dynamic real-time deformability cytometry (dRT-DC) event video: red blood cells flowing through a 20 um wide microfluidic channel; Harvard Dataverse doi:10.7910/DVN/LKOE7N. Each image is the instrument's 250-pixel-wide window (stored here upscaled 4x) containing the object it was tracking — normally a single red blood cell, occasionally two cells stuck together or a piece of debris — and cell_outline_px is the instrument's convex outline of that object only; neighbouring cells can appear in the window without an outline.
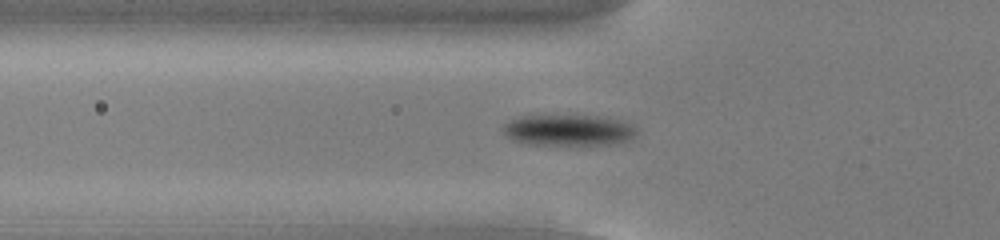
{"species": "common noctule bat (a hibernating species)", "species_latin": "Nyctalus noctula", "temperature_condition": "cold", "stored_images_in_passage": 39, "camera_frame_rate_fps": 3000, "um_per_image_px": 0.085, "animal": {"sex": "male", "body_mass_g": 13.0, "forearm_length_mm": 53.1}, "frame": {"image": 1, "passage_image": 4, "time_ms": 1.0, "image_size_px": [1000, 240], "cell_outline_px": [[636, 136], [628, 140], [616, 144], [528, 144], [512, 140], [504, 136], [504, 124], [520, 116], [600, 116], [620, 120], [632, 124], [636, 128]], "centroid_in_image_um": [48.35, 11.07], "position_along_channel_um": 77.5, "area_um2": 24.04}}
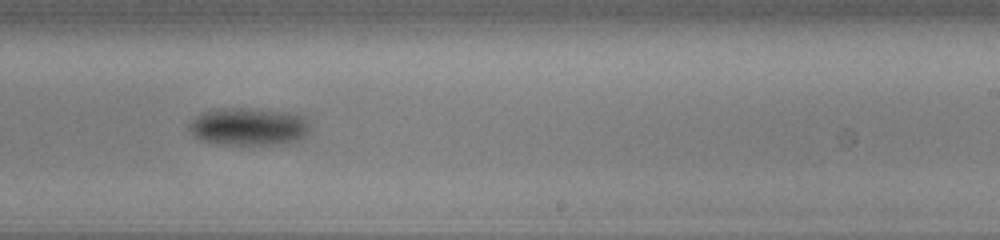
{"frame": {"image": 2, "passage_image": 19, "time_ms": 6.0, "image_size_px": [1000, 240], "cell_outline_px": [[308, 132], [304, 136], [288, 144], [220, 144], [200, 140], [188, 128], [188, 124], [196, 116], [204, 112], [216, 108], [240, 108], [288, 112], [304, 116], [308, 120]], "centroid_in_image_um": [21.13, 10.76], "position_along_channel_um": 267.9, "area_um2": 26.41}}
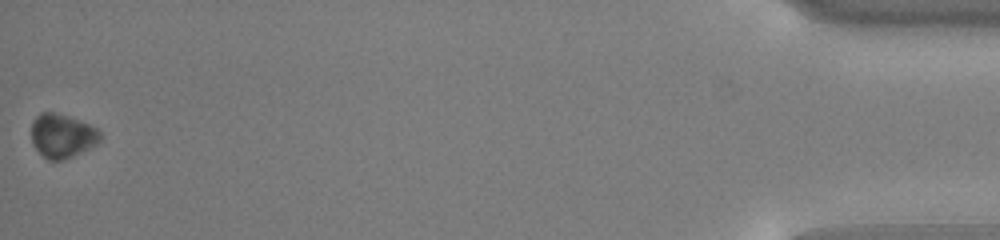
{"frame": {"image": 3, "passage_image": 39, "time_ms": 12.667, "image_size_px": [1000, 240], "cell_outline_px": [[100, 140], [96, 144], [72, 156], [60, 160], [48, 160], [32, 144], [32, 120], [40, 112], [56, 112], [80, 120], [96, 128], [100, 132]], "centroid_in_image_um": [5.26, 11.52], "position_along_channel_um": 429.9, "area_um2": 17.4}, "authors_computed_cell_mechanics": {"area_um2": 24.854, "velocity_mm_per_s": 3.8113, "shape_relaxation_time_tau1_ms": 1.5447, "shape_relaxation_time_tau2_ms": null, "deformation_change_tau1": 0.1173, "deformation_change_tau2": null}}